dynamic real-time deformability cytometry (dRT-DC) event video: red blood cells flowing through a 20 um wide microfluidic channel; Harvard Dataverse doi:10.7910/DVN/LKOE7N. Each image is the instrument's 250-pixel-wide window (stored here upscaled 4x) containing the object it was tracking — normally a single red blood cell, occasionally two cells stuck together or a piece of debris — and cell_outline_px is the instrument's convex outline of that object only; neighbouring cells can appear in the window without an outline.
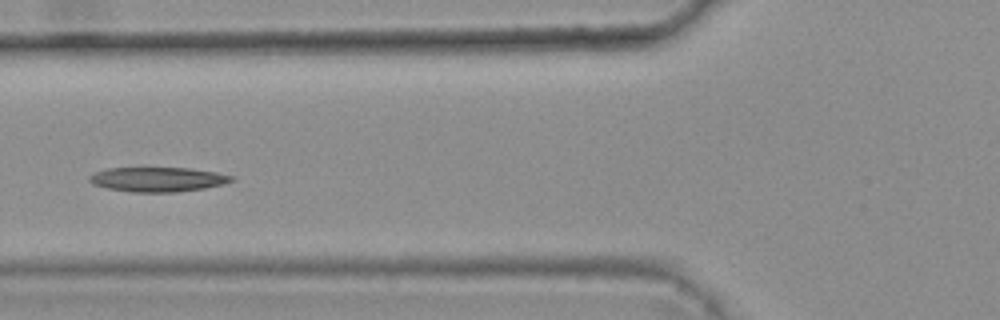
{"species": "common noctule bat (a hibernating species)", "species_latin": "Nyctalus noctula", "temperature_condition": "warm", "stored_images_in_passage": 4, "camera_frame_rate_fps": 3000, "um_per_image_px": 0.085, "animal": {"sex": "female", "body_mass_g": 25.1}, "frame": {"image": 1, "passage_image": 4, "time_ms": 1.0, "image_size_px": [1000, 320], "cell_outline_px": [[236, 180], [224, 184], [204, 188], [176, 192], [132, 192], [108, 188], [92, 184], [88, 180], [88, 176], [92, 172], [108, 168], [192, 168], [216, 172], [236, 176]], "centroid_in_image_um": [13.43, 15.24], "position_along_channel_um": 112.4, "area_um2": 20.58}}